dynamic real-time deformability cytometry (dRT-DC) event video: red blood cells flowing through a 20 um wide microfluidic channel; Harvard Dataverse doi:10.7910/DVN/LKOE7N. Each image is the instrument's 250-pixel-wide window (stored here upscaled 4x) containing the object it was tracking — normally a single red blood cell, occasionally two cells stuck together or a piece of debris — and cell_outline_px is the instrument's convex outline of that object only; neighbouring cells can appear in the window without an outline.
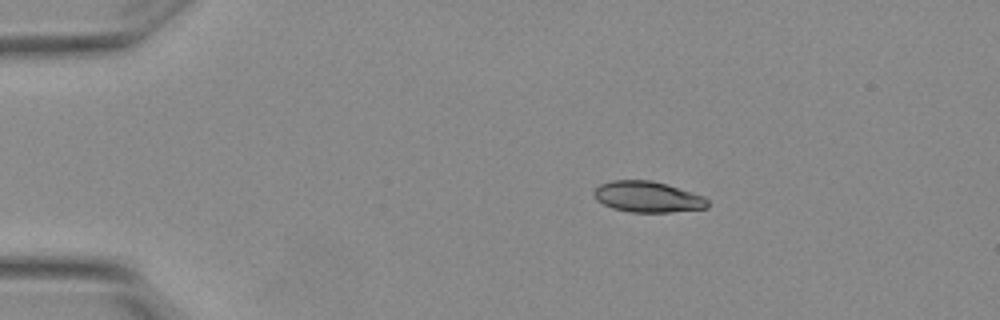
{"species": "Egyptian fruit bat (a non-hibernating species)", "species_latin": "Rousettus aegyptiacus", "temperature_condition": "warm", "stored_images_in_passage": 6, "camera_frame_rate_fps": 3000, "um_per_image_px": 0.085, "animal": {"sex": "female"}, "frame": {"image": 1, "passage_image": 1, "time_ms": 0.0, "image_size_px": [1000, 320], "cell_outline_px": [[708, 208], [672, 212], [628, 212], [612, 208], [596, 200], [592, 196], [592, 192], [600, 184], [612, 180], [652, 180], [704, 196], [708, 200]], "centroid_in_image_um": [55.02, 16.74], "position_along_channel_um": 30.0, "area_um2": 20.58}}
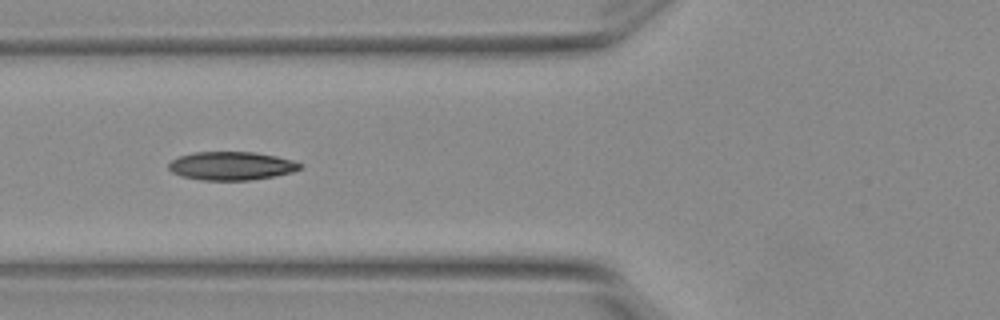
{"frame": {"image": 2, "passage_image": 4, "time_ms": 1.0, "image_size_px": [1000, 320], "cell_outline_px": [[304, 164], [300, 168], [292, 172], [276, 176], [252, 180], [204, 180], [180, 176], [172, 172], [168, 168], [168, 164], [172, 160], [180, 156], [192, 152], [256, 152], [276, 156], [292, 160]], "centroid_in_image_um": [19.68, 14.1], "position_along_channel_um": 106.1, "area_um2": 21.85}}
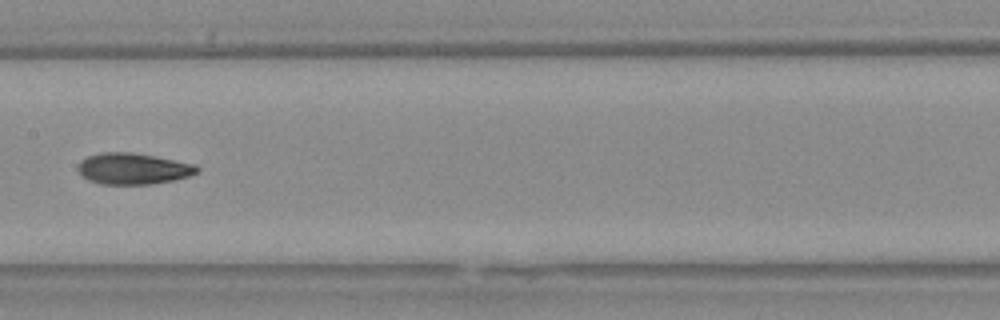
{"frame": {"image": 3, "passage_image": 6, "time_ms": 1.667, "image_size_px": [1000, 320], "cell_outline_px": [[200, 168], [196, 172], [188, 176], [172, 180], [152, 184], [100, 184], [88, 180], [80, 176], [76, 168], [80, 160], [88, 156], [100, 152], [128, 152], [152, 156], [196, 164]], "centroid_in_image_um": [11.24, 14.34], "position_along_channel_um": 196.2, "area_um2": 21.68}}